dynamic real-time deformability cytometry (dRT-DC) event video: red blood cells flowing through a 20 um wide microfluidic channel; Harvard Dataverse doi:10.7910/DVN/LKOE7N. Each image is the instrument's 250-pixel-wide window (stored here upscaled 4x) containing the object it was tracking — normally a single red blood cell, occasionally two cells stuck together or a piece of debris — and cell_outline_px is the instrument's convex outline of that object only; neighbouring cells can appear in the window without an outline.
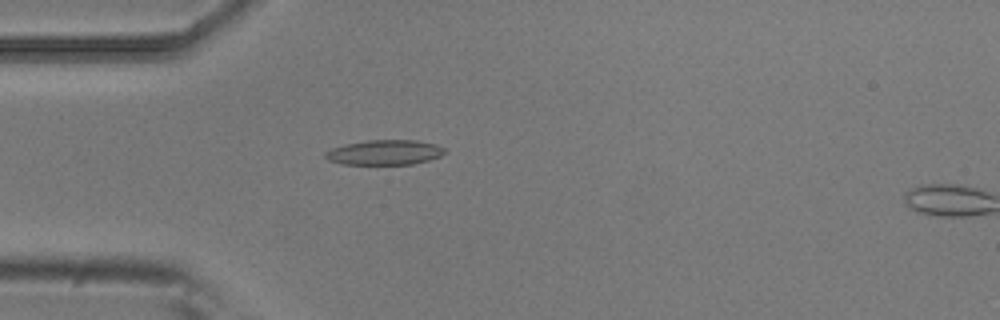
{"species": "common noctule bat (a hibernating species)", "species_latin": "Nyctalus noctula", "temperature_condition": "room temperature", "stored_images_in_passage": 6, "camera_frame_rate_fps": 3000, "um_per_image_px": 0.085, "animal": {"sex": "male", "body_mass_g": 20.5, "forearm_length_mm": 52.5}, "frame": {"image": 1, "passage_image": 5, "time_ms": 1.333, "image_size_px": [1000, 320], "cell_outline_px": [[448, 152], [440, 156], [428, 160], [412, 164], [344, 164], [328, 160], [324, 156], [324, 152], [332, 148], [348, 144], [368, 140], [416, 140], [436, 144], [444, 148]], "centroid_in_image_um": [32.72, 12.95], "position_along_channel_um": 52.3, "area_um2": 17.28}}